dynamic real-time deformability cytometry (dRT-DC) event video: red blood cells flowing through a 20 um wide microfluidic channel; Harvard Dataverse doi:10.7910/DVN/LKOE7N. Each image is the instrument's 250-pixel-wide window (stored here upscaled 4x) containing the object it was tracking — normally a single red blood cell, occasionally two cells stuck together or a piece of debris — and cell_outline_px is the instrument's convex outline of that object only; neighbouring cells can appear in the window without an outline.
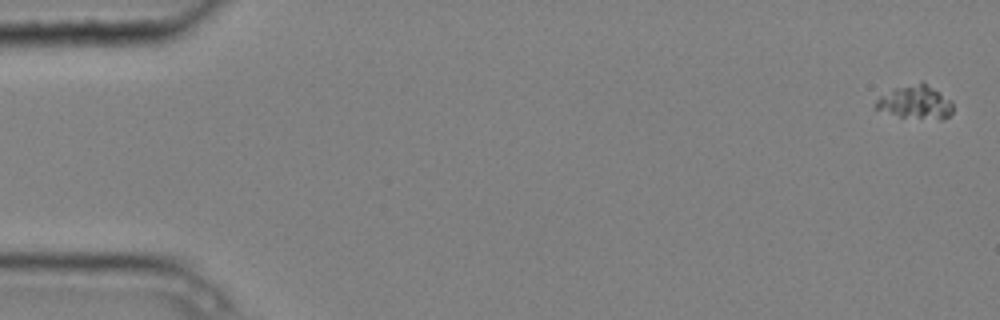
{"species": "common noctule bat (a hibernating species)", "species_latin": "Nyctalus noctula", "temperature_condition": "cold", "stored_images_in_passage": 6, "camera_frame_rate_fps": 3000, "um_per_image_px": 0.085, "animal": {"sex": "male", "body_mass_g": 20.4}, "frame": {"image": 1, "passage_image": 1, "time_ms": 0.0, "image_size_px": [1000, 320], "cell_outline_px": [[952, 112], [948, 116], [940, 120], [900, 116], [872, 108], [872, 104], [880, 96], [892, 88], [920, 80], [940, 92], [952, 100]], "centroid_in_image_um": [77.78, 8.66], "position_along_channel_um": 7.2, "area_um2": 15.37}}
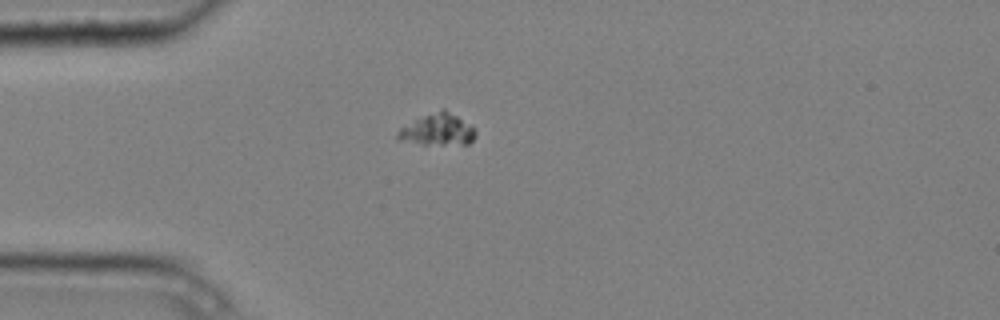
{"frame": {"image": 2, "passage_image": 5, "time_ms": 1.333, "image_size_px": [1000, 320], "cell_outline_px": [[476, 136], [468, 144], [424, 144], [396, 140], [396, 132], [400, 128], [440, 108], [444, 108], [472, 124], [476, 132]], "centroid_in_image_um": [37.23, 11.02], "position_along_channel_um": 47.8, "area_um2": 14.45}}